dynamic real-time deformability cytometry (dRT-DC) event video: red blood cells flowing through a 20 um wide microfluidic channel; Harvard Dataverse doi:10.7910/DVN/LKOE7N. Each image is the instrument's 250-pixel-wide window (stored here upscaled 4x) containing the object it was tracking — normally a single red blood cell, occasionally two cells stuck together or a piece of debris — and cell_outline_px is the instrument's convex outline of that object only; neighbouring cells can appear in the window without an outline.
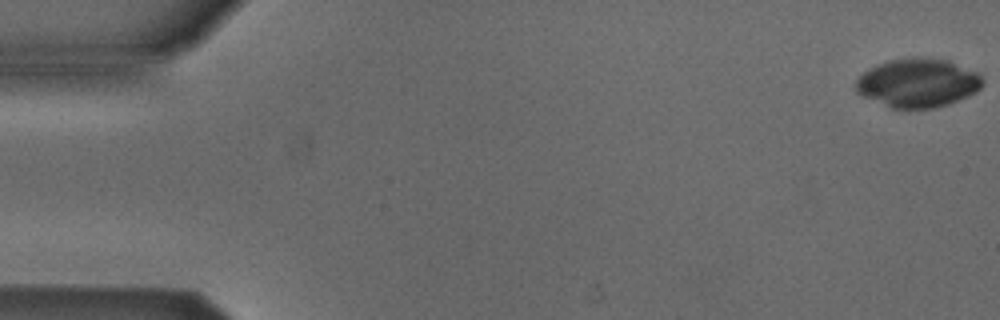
{"species": "Egyptian fruit bat (a non-hibernating species)", "species_latin": "Rousettus aegyptiacus", "temperature_condition": "cold", "stored_images_in_passage": 53, "camera_frame_rate_fps": 3000, "um_per_image_px": 0.085, "animal": {"sex": "male"}, "frame": {"image": 1, "passage_image": 1, "time_ms": 0.0, "image_size_px": [1000, 320], "cell_outline_px": [[984, 84], [976, 92], [968, 96], [948, 104], [932, 108], [892, 108], [864, 96], [856, 92], [856, 80], [868, 68], [876, 64], [888, 60], [912, 56], [924, 56], [948, 60], [976, 72], [984, 80]], "centroid_in_image_um": [78.02, 7.02], "position_along_channel_um": 7.0, "area_um2": 36.18}}
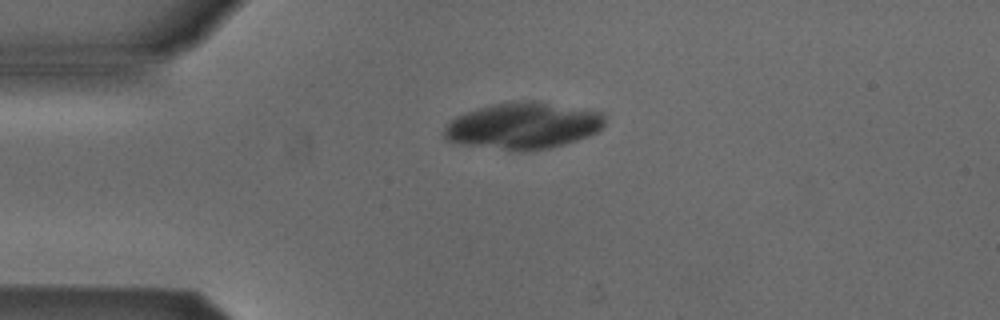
{"frame": {"image": 2, "passage_image": 13, "time_ms": 4.0, "image_size_px": [1000, 320], "cell_outline_px": [[604, 124], [596, 132], [588, 136], [564, 144], [548, 148], [504, 148], [460, 144], [444, 140], [444, 128], [456, 116], [492, 104], [512, 100], [536, 100], [588, 108], [604, 112]], "centroid_in_image_um": [44.52, 10.62], "position_along_channel_um": 40.5, "area_um2": 43.12}}